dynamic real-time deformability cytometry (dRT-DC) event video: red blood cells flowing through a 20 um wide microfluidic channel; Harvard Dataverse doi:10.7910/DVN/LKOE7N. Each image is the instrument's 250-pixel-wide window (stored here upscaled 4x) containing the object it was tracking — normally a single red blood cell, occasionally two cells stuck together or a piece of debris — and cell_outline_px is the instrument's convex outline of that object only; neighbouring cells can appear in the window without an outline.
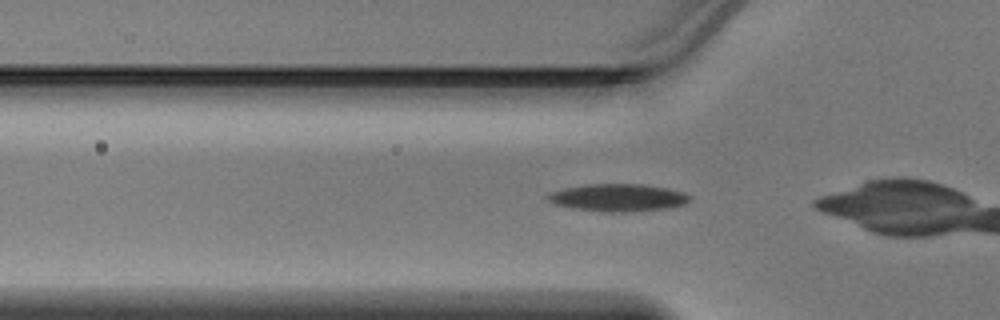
{"species": "Egyptian fruit bat (a non-hibernating species)", "species_latin": "Rousettus aegyptiacus", "temperature_condition": "warm", "stored_images_in_passage": 12, "camera_frame_rate_fps": 3000, "um_per_image_px": 0.085, "animal": {"sex": "male"}, "frame": {"image": 1, "passage_image": 10, "time_ms": 3.0, "image_size_px": [1000, 320], "cell_outline_px": [[688, 200], [684, 204], [664, 208], [624, 212], [608, 212], [576, 208], [556, 204], [548, 200], [544, 196], [548, 192], [564, 188], [588, 184], [644, 184], [668, 188], [684, 192], [688, 196]], "centroid_in_image_um": [52.48, 16.78], "position_along_channel_um": 73.3, "area_um2": 22.43}}